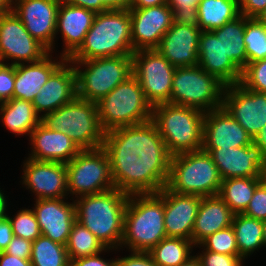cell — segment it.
Returning <instances> with one entry per match:
<instances>
[{
  "label": "cell",
  "instance_id": "6da1fadb",
  "mask_svg": "<svg viewBox=\"0 0 266 266\" xmlns=\"http://www.w3.org/2000/svg\"><path fill=\"white\" fill-rule=\"evenodd\" d=\"M114 187L131 194L158 193L166 185L172 155L152 120L105 132Z\"/></svg>",
  "mask_w": 266,
  "mask_h": 266
},
{
  "label": "cell",
  "instance_id": "7a4b0ae2",
  "mask_svg": "<svg viewBox=\"0 0 266 266\" xmlns=\"http://www.w3.org/2000/svg\"><path fill=\"white\" fill-rule=\"evenodd\" d=\"M134 52L129 8L121 0H106L97 11L82 45L68 61L132 55Z\"/></svg>",
  "mask_w": 266,
  "mask_h": 266
},
{
  "label": "cell",
  "instance_id": "3957f363",
  "mask_svg": "<svg viewBox=\"0 0 266 266\" xmlns=\"http://www.w3.org/2000/svg\"><path fill=\"white\" fill-rule=\"evenodd\" d=\"M129 194L114 188L74 200L76 220L90 230L106 248L121 247L124 215Z\"/></svg>",
  "mask_w": 266,
  "mask_h": 266
},
{
  "label": "cell",
  "instance_id": "277c9868",
  "mask_svg": "<svg viewBox=\"0 0 266 266\" xmlns=\"http://www.w3.org/2000/svg\"><path fill=\"white\" fill-rule=\"evenodd\" d=\"M167 237L164 226V194H131L124 215L121 247L149 252Z\"/></svg>",
  "mask_w": 266,
  "mask_h": 266
},
{
  "label": "cell",
  "instance_id": "5b68a950",
  "mask_svg": "<svg viewBox=\"0 0 266 266\" xmlns=\"http://www.w3.org/2000/svg\"><path fill=\"white\" fill-rule=\"evenodd\" d=\"M205 112L193 107L161 103L152 106L151 120L173 156L202 150Z\"/></svg>",
  "mask_w": 266,
  "mask_h": 266
},
{
  "label": "cell",
  "instance_id": "8992f818",
  "mask_svg": "<svg viewBox=\"0 0 266 266\" xmlns=\"http://www.w3.org/2000/svg\"><path fill=\"white\" fill-rule=\"evenodd\" d=\"M222 179L211 155L204 150L171 157L166 187L178 194L201 197L219 194Z\"/></svg>",
  "mask_w": 266,
  "mask_h": 266
},
{
  "label": "cell",
  "instance_id": "52a82bcc",
  "mask_svg": "<svg viewBox=\"0 0 266 266\" xmlns=\"http://www.w3.org/2000/svg\"><path fill=\"white\" fill-rule=\"evenodd\" d=\"M41 122L48 128L68 134L81 150L103 146L102 129L97 104L77 96L59 109L46 114Z\"/></svg>",
  "mask_w": 266,
  "mask_h": 266
},
{
  "label": "cell",
  "instance_id": "ba28073f",
  "mask_svg": "<svg viewBox=\"0 0 266 266\" xmlns=\"http://www.w3.org/2000/svg\"><path fill=\"white\" fill-rule=\"evenodd\" d=\"M96 104L100 124L105 132L122 126L141 124L152 118V105L146 100L133 74Z\"/></svg>",
  "mask_w": 266,
  "mask_h": 266
},
{
  "label": "cell",
  "instance_id": "9c48e42d",
  "mask_svg": "<svg viewBox=\"0 0 266 266\" xmlns=\"http://www.w3.org/2000/svg\"><path fill=\"white\" fill-rule=\"evenodd\" d=\"M70 62L76 71L77 97L95 103L132 75V55Z\"/></svg>",
  "mask_w": 266,
  "mask_h": 266
},
{
  "label": "cell",
  "instance_id": "30bf717a",
  "mask_svg": "<svg viewBox=\"0 0 266 266\" xmlns=\"http://www.w3.org/2000/svg\"><path fill=\"white\" fill-rule=\"evenodd\" d=\"M225 84L199 65L176 67L170 103L197 108L204 112L223 106Z\"/></svg>",
  "mask_w": 266,
  "mask_h": 266
},
{
  "label": "cell",
  "instance_id": "8fae6325",
  "mask_svg": "<svg viewBox=\"0 0 266 266\" xmlns=\"http://www.w3.org/2000/svg\"><path fill=\"white\" fill-rule=\"evenodd\" d=\"M66 170L68 194L77 198L115 188L111 177L110 160L103 147L81 150L66 164Z\"/></svg>",
  "mask_w": 266,
  "mask_h": 266
},
{
  "label": "cell",
  "instance_id": "7c38bea8",
  "mask_svg": "<svg viewBox=\"0 0 266 266\" xmlns=\"http://www.w3.org/2000/svg\"><path fill=\"white\" fill-rule=\"evenodd\" d=\"M175 68L156 49L137 50L132 54V74L152 106L170 103Z\"/></svg>",
  "mask_w": 266,
  "mask_h": 266
},
{
  "label": "cell",
  "instance_id": "4fadbf2b",
  "mask_svg": "<svg viewBox=\"0 0 266 266\" xmlns=\"http://www.w3.org/2000/svg\"><path fill=\"white\" fill-rule=\"evenodd\" d=\"M106 0H61L56 21V34L61 32L68 60L82 45L95 15Z\"/></svg>",
  "mask_w": 266,
  "mask_h": 266
},
{
  "label": "cell",
  "instance_id": "5bb4252c",
  "mask_svg": "<svg viewBox=\"0 0 266 266\" xmlns=\"http://www.w3.org/2000/svg\"><path fill=\"white\" fill-rule=\"evenodd\" d=\"M50 51L33 38L11 10L0 16V63L13 60L11 65L42 60Z\"/></svg>",
  "mask_w": 266,
  "mask_h": 266
},
{
  "label": "cell",
  "instance_id": "9a60e30c",
  "mask_svg": "<svg viewBox=\"0 0 266 266\" xmlns=\"http://www.w3.org/2000/svg\"><path fill=\"white\" fill-rule=\"evenodd\" d=\"M133 50L156 49L163 35L178 18L170 5L129 8Z\"/></svg>",
  "mask_w": 266,
  "mask_h": 266
},
{
  "label": "cell",
  "instance_id": "2e32d148",
  "mask_svg": "<svg viewBox=\"0 0 266 266\" xmlns=\"http://www.w3.org/2000/svg\"><path fill=\"white\" fill-rule=\"evenodd\" d=\"M223 107L252 139L266 125V93L246 89L240 83L226 85Z\"/></svg>",
  "mask_w": 266,
  "mask_h": 266
},
{
  "label": "cell",
  "instance_id": "e0dca14e",
  "mask_svg": "<svg viewBox=\"0 0 266 266\" xmlns=\"http://www.w3.org/2000/svg\"><path fill=\"white\" fill-rule=\"evenodd\" d=\"M60 3L61 0H12L11 10L21 20L30 35L50 52L56 38V21Z\"/></svg>",
  "mask_w": 266,
  "mask_h": 266
},
{
  "label": "cell",
  "instance_id": "ac0fdd59",
  "mask_svg": "<svg viewBox=\"0 0 266 266\" xmlns=\"http://www.w3.org/2000/svg\"><path fill=\"white\" fill-rule=\"evenodd\" d=\"M201 30L192 18L178 17L156 48L173 66L198 65Z\"/></svg>",
  "mask_w": 266,
  "mask_h": 266
},
{
  "label": "cell",
  "instance_id": "d6986e66",
  "mask_svg": "<svg viewBox=\"0 0 266 266\" xmlns=\"http://www.w3.org/2000/svg\"><path fill=\"white\" fill-rule=\"evenodd\" d=\"M209 153L218 168L222 180L229 178H261L266 166V156L252 142L236 148H202Z\"/></svg>",
  "mask_w": 266,
  "mask_h": 266
},
{
  "label": "cell",
  "instance_id": "ffe728a7",
  "mask_svg": "<svg viewBox=\"0 0 266 266\" xmlns=\"http://www.w3.org/2000/svg\"><path fill=\"white\" fill-rule=\"evenodd\" d=\"M23 167L22 184L36 193V199H58L68 196L65 163L27 158Z\"/></svg>",
  "mask_w": 266,
  "mask_h": 266
},
{
  "label": "cell",
  "instance_id": "44dd1931",
  "mask_svg": "<svg viewBox=\"0 0 266 266\" xmlns=\"http://www.w3.org/2000/svg\"><path fill=\"white\" fill-rule=\"evenodd\" d=\"M252 142V137L223 106L205 112L202 148H236Z\"/></svg>",
  "mask_w": 266,
  "mask_h": 266
},
{
  "label": "cell",
  "instance_id": "7402d4cb",
  "mask_svg": "<svg viewBox=\"0 0 266 266\" xmlns=\"http://www.w3.org/2000/svg\"><path fill=\"white\" fill-rule=\"evenodd\" d=\"M63 199H36L32 209L38 221L41 235L66 245L73 223L76 221L75 203Z\"/></svg>",
  "mask_w": 266,
  "mask_h": 266
},
{
  "label": "cell",
  "instance_id": "603a6c76",
  "mask_svg": "<svg viewBox=\"0 0 266 266\" xmlns=\"http://www.w3.org/2000/svg\"><path fill=\"white\" fill-rule=\"evenodd\" d=\"M76 96V71L72 62L65 60L50 75L47 82L41 87L39 94L33 99L32 104L36 113L42 118L69 103ZM41 112L44 114L42 115Z\"/></svg>",
  "mask_w": 266,
  "mask_h": 266
},
{
  "label": "cell",
  "instance_id": "cb8c5ba5",
  "mask_svg": "<svg viewBox=\"0 0 266 266\" xmlns=\"http://www.w3.org/2000/svg\"><path fill=\"white\" fill-rule=\"evenodd\" d=\"M164 194V226L167 237L191 240L194 222L201 203V196L178 194L166 186Z\"/></svg>",
  "mask_w": 266,
  "mask_h": 266
},
{
  "label": "cell",
  "instance_id": "d4e9b609",
  "mask_svg": "<svg viewBox=\"0 0 266 266\" xmlns=\"http://www.w3.org/2000/svg\"><path fill=\"white\" fill-rule=\"evenodd\" d=\"M29 137L33 149L28 158L37 161L67 164L81 151L68 134L50 129L42 122L33 129Z\"/></svg>",
  "mask_w": 266,
  "mask_h": 266
},
{
  "label": "cell",
  "instance_id": "484cf974",
  "mask_svg": "<svg viewBox=\"0 0 266 266\" xmlns=\"http://www.w3.org/2000/svg\"><path fill=\"white\" fill-rule=\"evenodd\" d=\"M198 65L225 85H233L241 81L242 71L225 55L221 40L212 31L200 33Z\"/></svg>",
  "mask_w": 266,
  "mask_h": 266
},
{
  "label": "cell",
  "instance_id": "4316f807",
  "mask_svg": "<svg viewBox=\"0 0 266 266\" xmlns=\"http://www.w3.org/2000/svg\"><path fill=\"white\" fill-rule=\"evenodd\" d=\"M60 58L56 62L52 60V56L49 53L40 61L27 63L28 65H25V63L15 65V82L12 98L32 102L50 75L66 60L64 57Z\"/></svg>",
  "mask_w": 266,
  "mask_h": 266
},
{
  "label": "cell",
  "instance_id": "83f0119b",
  "mask_svg": "<svg viewBox=\"0 0 266 266\" xmlns=\"http://www.w3.org/2000/svg\"><path fill=\"white\" fill-rule=\"evenodd\" d=\"M233 216L234 213L218 195L202 197L191 241L198 246L208 236L231 226Z\"/></svg>",
  "mask_w": 266,
  "mask_h": 266
},
{
  "label": "cell",
  "instance_id": "f1b7e54d",
  "mask_svg": "<svg viewBox=\"0 0 266 266\" xmlns=\"http://www.w3.org/2000/svg\"><path fill=\"white\" fill-rule=\"evenodd\" d=\"M238 16L239 0H199L191 18L201 31H212Z\"/></svg>",
  "mask_w": 266,
  "mask_h": 266
},
{
  "label": "cell",
  "instance_id": "f546056e",
  "mask_svg": "<svg viewBox=\"0 0 266 266\" xmlns=\"http://www.w3.org/2000/svg\"><path fill=\"white\" fill-rule=\"evenodd\" d=\"M0 115L5 128L17 135H30L42 119L32 102L16 98H11L0 106Z\"/></svg>",
  "mask_w": 266,
  "mask_h": 266
},
{
  "label": "cell",
  "instance_id": "4dcf8cb0",
  "mask_svg": "<svg viewBox=\"0 0 266 266\" xmlns=\"http://www.w3.org/2000/svg\"><path fill=\"white\" fill-rule=\"evenodd\" d=\"M248 19V17L240 15L236 19L225 23L222 27L212 30L216 37L221 40L225 55L241 71L247 66L244 31L245 23Z\"/></svg>",
  "mask_w": 266,
  "mask_h": 266
},
{
  "label": "cell",
  "instance_id": "1f68e13d",
  "mask_svg": "<svg viewBox=\"0 0 266 266\" xmlns=\"http://www.w3.org/2000/svg\"><path fill=\"white\" fill-rule=\"evenodd\" d=\"M232 228L235 233L239 256L245 259L263 246L262 221L243 213L234 214Z\"/></svg>",
  "mask_w": 266,
  "mask_h": 266
},
{
  "label": "cell",
  "instance_id": "d6a6232c",
  "mask_svg": "<svg viewBox=\"0 0 266 266\" xmlns=\"http://www.w3.org/2000/svg\"><path fill=\"white\" fill-rule=\"evenodd\" d=\"M261 178H229L222 180L218 196L234 214L243 213L252 199Z\"/></svg>",
  "mask_w": 266,
  "mask_h": 266
},
{
  "label": "cell",
  "instance_id": "836d02e7",
  "mask_svg": "<svg viewBox=\"0 0 266 266\" xmlns=\"http://www.w3.org/2000/svg\"><path fill=\"white\" fill-rule=\"evenodd\" d=\"M193 246L195 247V244L188 239L165 237L149 254L158 266H179L192 257L190 254Z\"/></svg>",
  "mask_w": 266,
  "mask_h": 266
},
{
  "label": "cell",
  "instance_id": "e575fe53",
  "mask_svg": "<svg viewBox=\"0 0 266 266\" xmlns=\"http://www.w3.org/2000/svg\"><path fill=\"white\" fill-rule=\"evenodd\" d=\"M111 248H106L95 235L85 228L77 220L73 223L66 250L70 261L78 258L96 255L103 251L107 252Z\"/></svg>",
  "mask_w": 266,
  "mask_h": 266
},
{
  "label": "cell",
  "instance_id": "d590c367",
  "mask_svg": "<svg viewBox=\"0 0 266 266\" xmlns=\"http://www.w3.org/2000/svg\"><path fill=\"white\" fill-rule=\"evenodd\" d=\"M30 262L32 266H70L66 245L44 235L32 242Z\"/></svg>",
  "mask_w": 266,
  "mask_h": 266
},
{
  "label": "cell",
  "instance_id": "8d00e7d4",
  "mask_svg": "<svg viewBox=\"0 0 266 266\" xmlns=\"http://www.w3.org/2000/svg\"><path fill=\"white\" fill-rule=\"evenodd\" d=\"M244 43L247 64L266 58V26L257 18L246 21Z\"/></svg>",
  "mask_w": 266,
  "mask_h": 266
},
{
  "label": "cell",
  "instance_id": "74e56055",
  "mask_svg": "<svg viewBox=\"0 0 266 266\" xmlns=\"http://www.w3.org/2000/svg\"><path fill=\"white\" fill-rule=\"evenodd\" d=\"M11 222L13 235L35 241L40 235L38 221L32 209L19 210L15 217L6 216Z\"/></svg>",
  "mask_w": 266,
  "mask_h": 266
},
{
  "label": "cell",
  "instance_id": "f35d334b",
  "mask_svg": "<svg viewBox=\"0 0 266 266\" xmlns=\"http://www.w3.org/2000/svg\"><path fill=\"white\" fill-rule=\"evenodd\" d=\"M204 250L226 255H239L237 241L232 226L215 232L200 244ZM206 247V248H205Z\"/></svg>",
  "mask_w": 266,
  "mask_h": 266
},
{
  "label": "cell",
  "instance_id": "ab89813d",
  "mask_svg": "<svg viewBox=\"0 0 266 266\" xmlns=\"http://www.w3.org/2000/svg\"><path fill=\"white\" fill-rule=\"evenodd\" d=\"M240 84L246 89L266 93V58L248 63L242 71Z\"/></svg>",
  "mask_w": 266,
  "mask_h": 266
},
{
  "label": "cell",
  "instance_id": "60d3db41",
  "mask_svg": "<svg viewBox=\"0 0 266 266\" xmlns=\"http://www.w3.org/2000/svg\"><path fill=\"white\" fill-rule=\"evenodd\" d=\"M202 266H243V258L239 255H226L204 250L196 255Z\"/></svg>",
  "mask_w": 266,
  "mask_h": 266
},
{
  "label": "cell",
  "instance_id": "b9f144b4",
  "mask_svg": "<svg viewBox=\"0 0 266 266\" xmlns=\"http://www.w3.org/2000/svg\"><path fill=\"white\" fill-rule=\"evenodd\" d=\"M243 214L258 220L266 219V186L261 182Z\"/></svg>",
  "mask_w": 266,
  "mask_h": 266
},
{
  "label": "cell",
  "instance_id": "7bdbcfd3",
  "mask_svg": "<svg viewBox=\"0 0 266 266\" xmlns=\"http://www.w3.org/2000/svg\"><path fill=\"white\" fill-rule=\"evenodd\" d=\"M15 82V65L0 63V95L7 101L12 98Z\"/></svg>",
  "mask_w": 266,
  "mask_h": 266
},
{
  "label": "cell",
  "instance_id": "ee69618b",
  "mask_svg": "<svg viewBox=\"0 0 266 266\" xmlns=\"http://www.w3.org/2000/svg\"><path fill=\"white\" fill-rule=\"evenodd\" d=\"M32 241L13 236L9 245L3 250L5 253L22 259L31 258Z\"/></svg>",
  "mask_w": 266,
  "mask_h": 266
},
{
  "label": "cell",
  "instance_id": "f6af8a7d",
  "mask_svg": "<svg viewBox=\"0 0 266 266\" xmlns=\"http://www.w3.org/2000/svg\"><path fill=\"white\" fill-rule=\"evenodd\" d=\"M116 266H158L149 252L131 251V255L116 259Z\"/></svg>",
  "mask_w": 266,
  "mask_h": 266
},
{
  "label": "cell",
  "instance_id": "bcb514c9",
  "mask_svg": "<svg viewBox=\"0 0 266 266\" xmlns=\"http://www.w3.org/2000/svg\"><path fill=\"white\" fill-rule=\"evenodd\" d=\"M199 0H168L177 17L191 18L196 11Z\"/></svg>",
  "mask_w": 266,
  "mask_h": 266
},
{
  "label": "cell",
  "instance_id": "7dc6e473",
  "mask_svg": "<svg viewBox=\"0 0 266 266\" xmlns=\"http://www.w3.org/2000/svg\"><path fill=\"white\" fill-rule=\"evenodd\" d=\"M266 8V0H239L240 15L257 18Z\"/></svg>",
  "mask_w": 266,
  "mask_h": 266
},
{
  "label": "cell",
  "instance_id": "c3c4849f",
  "mask_svg": "<svg viewBox=\"0 0 266 266\" xmlns=\"http://www.w3.org/2000/svg\"><path fill=\"white\" fill-rule=\"evenodd\" d=\"M100 254L71 260L70 266H116V259L105 260L100 257Z\"/></svg>",
  "mask_w": 266,
  "mask_h": 266
},
{
  "label": "cell",
  "instance_id": "681fc988",
  "mask_svg": "<svg viewBox=\"0 0 266 266\" xmlns=\"http://www.w3.org/2000/svg\"><path fill=\"white\" fill-rule=\"evenodd\" d=\"M13 236L11 222L6 216L0 217V251L5 250Z\"/></svg>",
  "mask_w": 266,
  "mask_h": 266
},
{
  "label": "cell",
  "instance_id": "f907efd6",
  "mask_svg": "<svg viewBox=\"0 0 266 266\" xmlns=\"http://www.w3.org/2000/svg\"><path fill=\"white\" fill-rule=\"evenodd\" d=\"M0 266H32L30 259H22L0 251Z\"/></svg>",
  "mask_w": 266,
  "mask_h": 266
},
{
  "label": "cell",
  "instance_id": "816d5d0a",
  "mask_svg": "<svg viewBox=\"0 0 266 266\" xmlns=\"http://www.w3.org/2000/svg\"><path fill=\"white\" fill-rule=\"evenodd\" d=\"M128 8H146L164 5L168 0H121Z\"/></svg>",
  "mask_w": 266,
  "mask_h": 266
},
{
  "label": "cell",
  "instance_id": "f5cc1de1",
  "mask_svg": "<svg viewBox=\"0 0 266 266\" xmlns=\"http://www.w3.org/2000/svg\"><path fill=\"white\" fill-rule=\"evenodd\" d=\"M253 142L261 148L263 154L266 156V125L253 138Z\"/></svg>",
  "mask_w": 266,
  "mask_h": 266
},
{
  "label": "cell",
  "instance_id": "db71d44e",
  "mask_svg": "<svg viewBox=\"0 0 266 266\" xmlns=\"http://www.w3.org/2000/svg\"><path fill=\"white\" fill-rule=\"evenodd\" d=\"M12 0H0V16L11 11Z\"/></svg>",
  "mask_w": 266,
  "mask_h": 266
},
{
  "label": "cell",
  "instance_id": "11a10c76",
  "mask_svg": "<svg viewBox=\"0 0 266 266\" xmlns=\"http://www.w3.org/2000/svg\"><path fill=\"white\" fill-rule=\"evenodd\" d=\"M4 196V193L2 190H0V217L7 216L6 214V208H7V200Z\"/></svg>",
  "mask_w": 266,
  "mask_h": 266
},
{
  "label": "cell",
  "instance_id": "9f6ffc18",
  "mask_svg": "<svg viewBox=\"0 0 266 266\" xmlns=\"http://www.w3.org/2000/svg\"><path fill=\"white\" fill-rule=\"evenodd\" d=\"M179 266H202V265H201L198 257L195 255V256H192L191 258H189L184 263H181Z\"/></svg>",
  "mask_w": 266,
  "mask_h": 266
},
{
  "label": "cell",
  "instance_id": "6f0895ef",
  "mask_svg": "<svg viewBox=\"0 0 266 266\" xmlns=\"http://www.w3.org/2000/svg\"><path fill=\"white\" fill-rule=\"evenodd\" d=\"M257 19L266 26V8L259 14Z\"/></svg>",
  "mask_w": 266,
  "mask_h": 266
},
{
  "label": "cell",
  "instance_id": "680465c9",
  "mask_svg": "<svg viewBox=\"0 0 266 266\" xmlns=\"http://www.w3.org/2000/svg\"><path fill=\"white\" fill-rule=\"evenodd\" d=\"M263 225V246L266 247V219L262 221Z\"/></svg>",
  "mask_w": 266,
  "mask_h": 266
},
{
  "label": "cell",
  "instance_id": "91938a15",
  "mask_svg": "<svg viewBox=\"0 0 266 266\" xmlns=\"http://www.w3.org/2000/svg\"><path fill=\"white\" fill-rule=\"evenodd\" d=\"M261 180H262L263 184L266 186V166L262 169Z\"/></svg>",
  "mask_w": 266,
  "mask_h": 266
},
{
  "label": "cell",
  "instance_id": "94428289",
  "mask_svg": "<svg viewBox=\"0 0 266 266\" xmlns=\"http://www.w3.org/2000/svg\"><path fill=\"white\" fill-rule=\"evenodd\" d=\"M5 102V100L0 95V106Z\"/></svg>",
  "mask_w": 266,
  "mask_h": 266
}]
</instances>
